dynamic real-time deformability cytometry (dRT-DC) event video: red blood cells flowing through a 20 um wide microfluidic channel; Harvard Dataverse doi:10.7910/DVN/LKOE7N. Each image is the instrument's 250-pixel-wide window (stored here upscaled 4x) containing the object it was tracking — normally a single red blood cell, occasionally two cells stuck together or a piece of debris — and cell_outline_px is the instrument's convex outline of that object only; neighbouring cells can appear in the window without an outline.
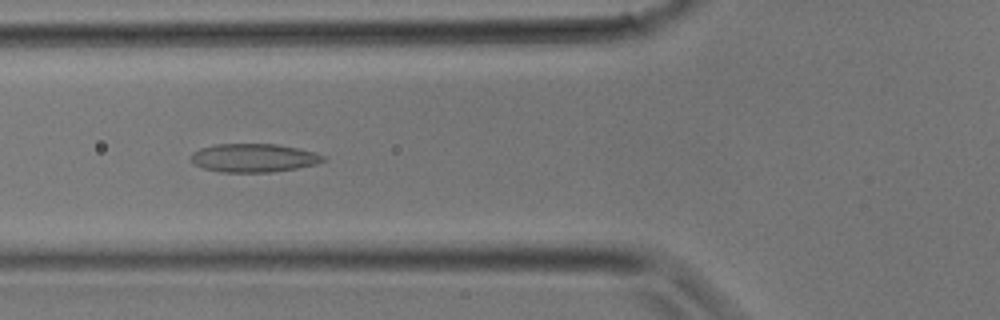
{"species": "common noctule bat (a hibernating species)", "species_latin": "Nyctalus noctula", "temperature_condition": "room temperature", "stored_images_in_passage": 31, "camera_frame_rate_fps": 3000, "um_per_image_px": 0.085, "animal": {"sex": "male", "body_mass_g": 17.9}, "frame": {"image": 1, "passage_image": 11, "time_ms": 3.333, "image_size_px": [1000, 320], "cell_outline_px": [[328, 160], [316, 164], [296, 168], [272, 172], [220, 172], [204, 168], [192, 164], [192, 152], [200, 148], [216, 144], [276, 144], [316, 152], [324, 156]], "centroid_in_image_um": [21.57, 13.42], "position_along_channel_um": 104.2, "area_um2": 21.96}}
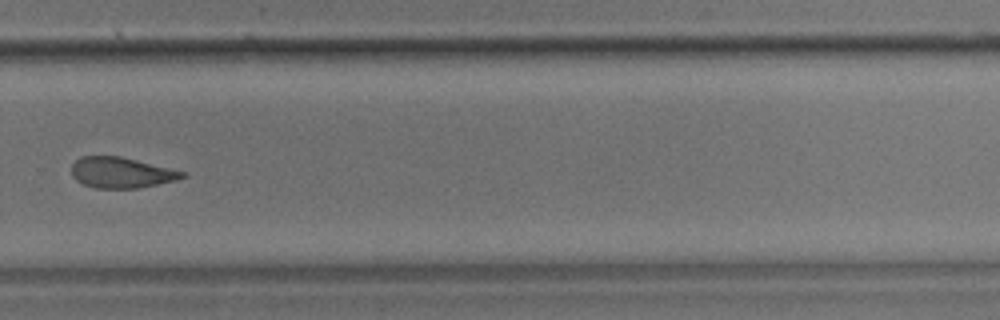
{"frame": {"image": 2, "passage_image": 21, "time_ms": 6.667, "image_size_px": [1000, 320], "cell_outline_px": [[188, 172], [184, 176], [176, 180], [140, 188], [96, 188], [84, 184], [76, 180], [72, 176], [72, 164], [80, 156], [120, 156]], "centroid_in_image_um": [10.31, 14.67], "position_along_channel_um": 319.5, "area_um2": 19.83}}
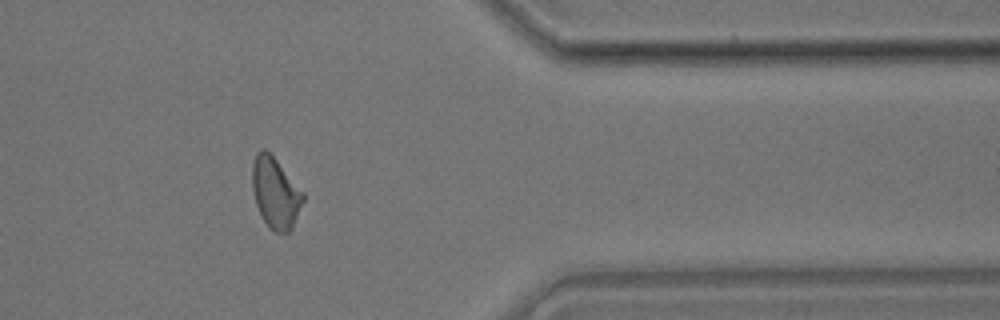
{"frame": {"image": 3, "passage_image": 25, "time_ms": 8.0, "image_size_px": [1000, 320], "cell_outline_px": [[304, 200], [292, 228], [288, 232], [276, 232], [264, 220], [256, 204], [252, 188], [252, 164], [256, 152], [260, 148], [264, 148], [276, 160], [304, 192]], "centroid_in_image_um": [23.41, 16.36], "position_along_channel_um": 388.0, "area_um2": 20.69}}